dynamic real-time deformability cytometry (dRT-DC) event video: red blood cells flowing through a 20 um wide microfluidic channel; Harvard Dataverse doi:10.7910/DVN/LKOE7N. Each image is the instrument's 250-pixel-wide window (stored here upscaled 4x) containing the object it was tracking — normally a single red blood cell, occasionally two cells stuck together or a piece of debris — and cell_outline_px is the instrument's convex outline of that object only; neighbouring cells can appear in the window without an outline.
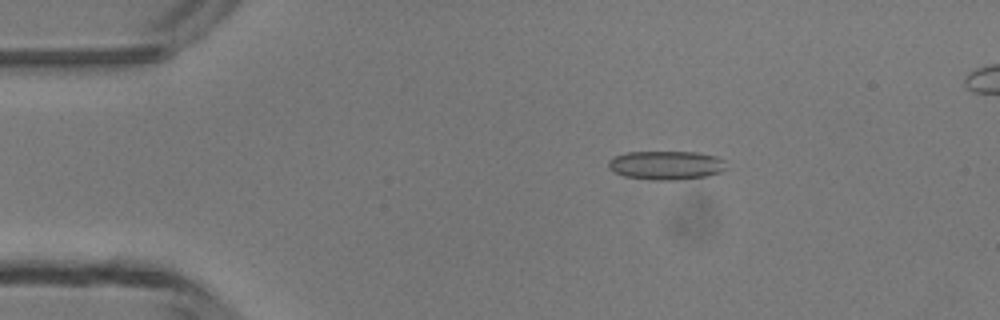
{"species": "common noctule bat (a hibernating species)", "species_latin": "Nyctalus noctula", "temperature_condition": "room temperature", "stored_images_in_passage": 4, "camera_frame_rate_fps": 3000, "um_per_image_px": 0.085, "animal": {"sex": "male", "body_mass_g": 13.3}, "frame": {"image": 1, "passage_image": 2, "time_ms": 2.0, "image_size_px": [1000, 320], "cell_outline_px": [[724, 168], [720, 172], [708, 176], [676, 180], [656, 180], [624, 176], [608, 168], [608, 160], [612, 156], [628, 152], [696, 152], [716, 156], [724, 160]], "centroid_in_image_um": [56.59, 14.04], "position_along_channel_um": 28.4, "area_um2": 19.77}}